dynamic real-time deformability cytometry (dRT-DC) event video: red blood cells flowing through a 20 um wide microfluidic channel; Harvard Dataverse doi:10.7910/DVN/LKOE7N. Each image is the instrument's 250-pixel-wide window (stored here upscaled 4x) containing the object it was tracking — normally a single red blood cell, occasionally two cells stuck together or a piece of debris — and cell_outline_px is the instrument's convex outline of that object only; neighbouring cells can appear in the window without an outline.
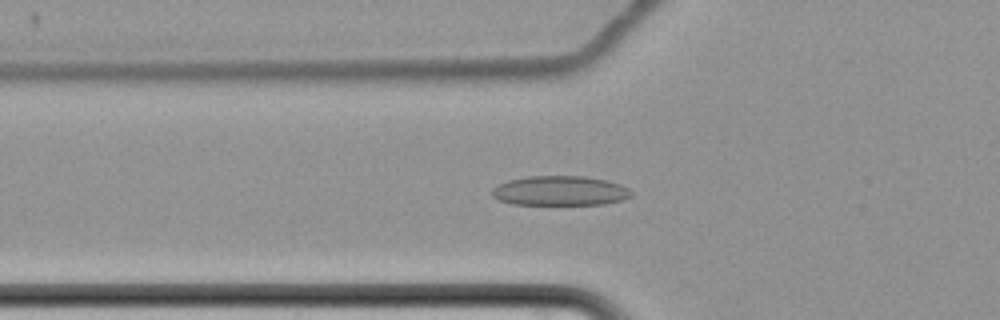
{"species": "common noctule bat (a hibernating species)", "species_latin": "Nyctalus noctula", "temperature_condition": "cold", "stored_images_in_passage": 66, "camera_frame_rate_fps": 3000, "um_per_image_px": 0.085, "animal": {"sex": "female", "body_mass_g": 22.7, "forearm_length_mm": 54.2}, "frame": {"image": 1, "passage_image": 27, "time_ms": 8.667, "image_size_px": [1000, 320], "cell_outline_px": [[632, 196], [624, 200], [604, 204], [512, 204], [500, 200], [492, 196], [492, 188], [508, 180], [528, 176], [584, 176], [608, 180], [620, 184], [628, 188], [632, 192]], "centroid_in_image_um": [47.64, 16.21], "position_along_channel_um": 78.2, "area_um2": 24.1}}
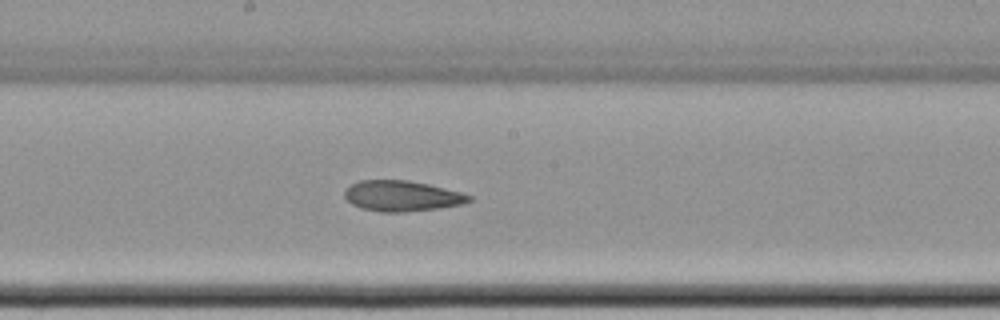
{"frame": {"image": 2, "passage_image": 39, "time_ms": 12.667, "image_size_px": [1000, 320], "cell_outline_px": [[472, 200], [464, 204], [440, 208], [404, 212], [380, 212], [360, 208], [352, 204], [344, 196], [344, 188], [360, 180], [408, 180], [428, 184], [460, 192], [472, 196]], "centroid_in_image_um": [34.15, 16.66], "position_along_channel_um": 214.1, "area_um2": 22.31}}
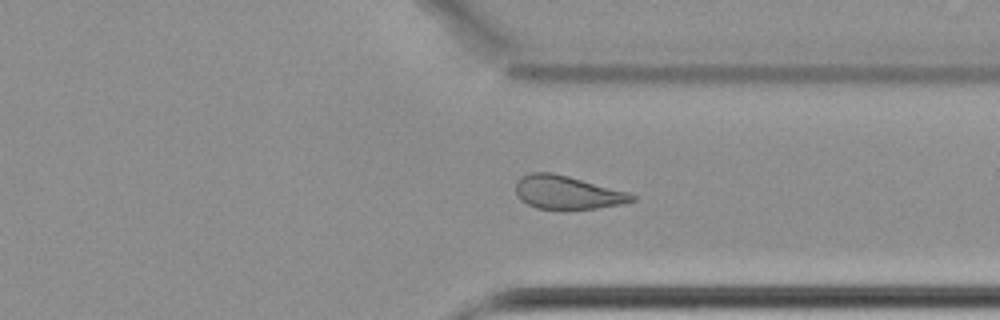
{"frame": {"image": 3, "passage_image": 52, "time_ms": 17.0, "image_size_px": [1000, 320], "cell_outline_px": [[636, 200], [620, 204], [596, 208], [536, 208], [520, 200], [516, 192], [516, 180], [520, 176], [532, 172], [552, 172], [568, 176], [628, 192], [636, 196]], "centroid_in_image_um": [48.18, 16.34], "position_along_channel_um": 363.2, "area_um2": 22.31}}